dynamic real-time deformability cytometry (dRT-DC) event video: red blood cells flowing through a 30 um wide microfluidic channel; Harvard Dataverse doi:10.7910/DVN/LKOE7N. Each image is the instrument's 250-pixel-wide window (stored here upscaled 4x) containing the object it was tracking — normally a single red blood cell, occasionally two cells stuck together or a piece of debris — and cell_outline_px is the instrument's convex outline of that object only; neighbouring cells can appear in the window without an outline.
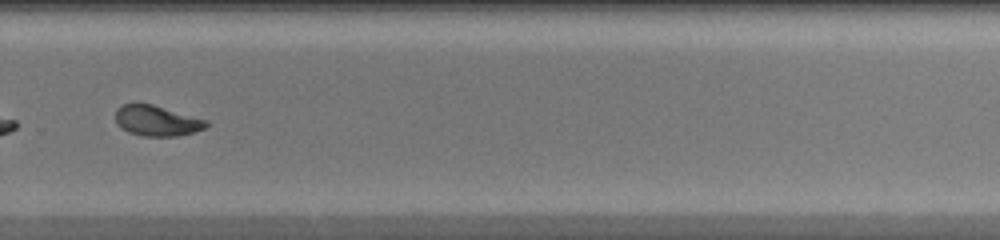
{"species": "common noctule bat (a hibernating species)", "species_latin": "Nyctalus noctula", "temperature_condition": "warm", "stored_images_in_passage": 45, "camera_frame_rate_fps": 3000, "um_per_image_px": 0.085, "animal": {"sex": "female", "body_mass_g": 20.0, "forearm_length_mm": 54.0}, "frame": {"image": 1, "passage_image": 32, "time_ms": 10.333, "image_size_px": [1000, 240], "cell_outline_px": [[208, 124], [204, 128], [192, 132], [176, 136], [140, 136], [128, 132], [120, 128], [116, 120], [116, 108], [124, 104], [140, 100], [208, 120]], "centroid_in_image_um": [13.28, 10.22], "position_along_channel_um": 316.5, "area_um2": 16.53}}